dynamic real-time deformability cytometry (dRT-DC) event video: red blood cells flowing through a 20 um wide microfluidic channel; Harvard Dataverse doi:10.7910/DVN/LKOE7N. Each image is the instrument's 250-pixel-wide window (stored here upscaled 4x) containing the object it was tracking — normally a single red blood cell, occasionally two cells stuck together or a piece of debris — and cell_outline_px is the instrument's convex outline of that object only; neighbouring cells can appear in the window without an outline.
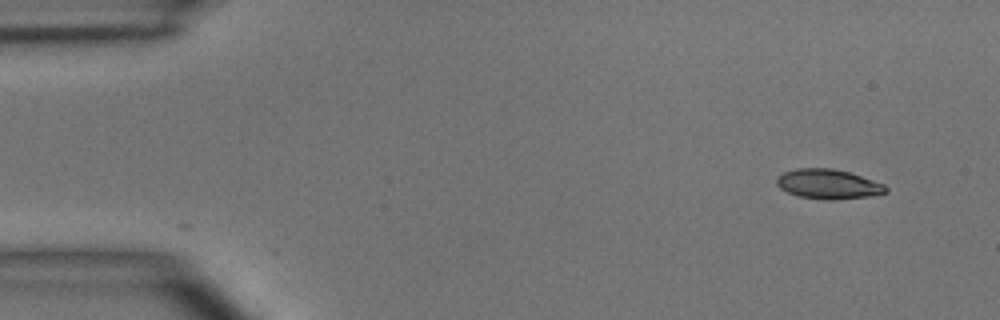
{"species": "common noctule bat (a hibernating species)", "species_latin": "Nyctalus noctula", "temperature_condition": "room temperature", "stored_images_in_passage": 2, "camera_frame_rate_fps": 3000, "um_per_image_px": 0.085, "animal": {"sex": "male", "body_mass_g": 15.6}, "frame": {"image": 1, "passage_image": 2, "time_ms": 1.0, "image_size_px": [1000, 320], "cell_outline_px": [[888, 192], [872, 196], [836, 200], [824, 200], [800, 196], [788, 192], [780, 188], [776, 184], [776, 176], [784, 172], [796, 168], [832, 168], [848, 172], [884, 184], [888, 188]], "centroid_in_image_um": [70.39, 15.65], "position_along_channel_um": 14.6, "area_um2": 18.96}}